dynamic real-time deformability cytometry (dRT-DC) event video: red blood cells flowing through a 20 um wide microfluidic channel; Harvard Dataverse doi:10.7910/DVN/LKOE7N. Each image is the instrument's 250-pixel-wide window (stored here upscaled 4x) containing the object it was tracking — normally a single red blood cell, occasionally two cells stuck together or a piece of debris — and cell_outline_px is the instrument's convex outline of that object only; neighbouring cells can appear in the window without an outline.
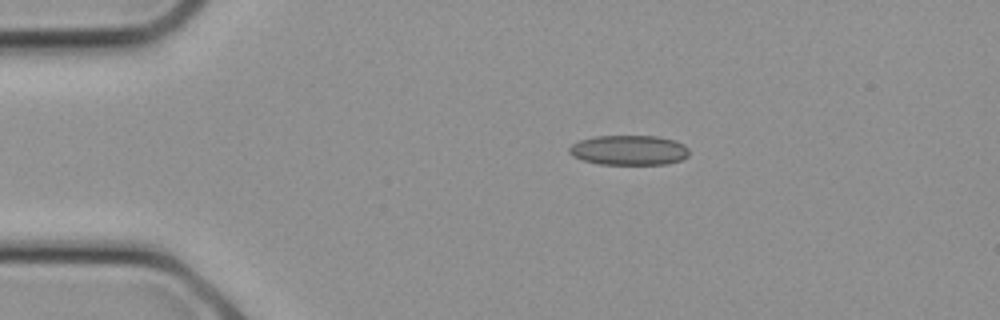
{"species": "common noctule bat (a hibernating species)", "species_latin": "Nyctalus noctula", "temperature_condition": "cold", "stored_images_in_passage": 11, "camera_frame_rate_fps": 3000, "um_per_image_px": 0.085, "animal": {"sex": "female", "body_mass_g": 21.9}, "frame": {"image": 1, "passage_image": 5, "time_ms": 1.333, "image_size_px": [1000, 320], "cell_outline_px": [[688, 156], [680, 160], [664, 164], [600, 164], [584, 160], [572, 156], [568, 152], [568, 148], [572, 144], [580, 140], [592, 136], [660, 136], [676, 140], [684, 144], [688, 148]], "centroid_in_image_um": [53.46, 12.75], "position_along_channel_um": 31.5, "area_um2": 20.98}}
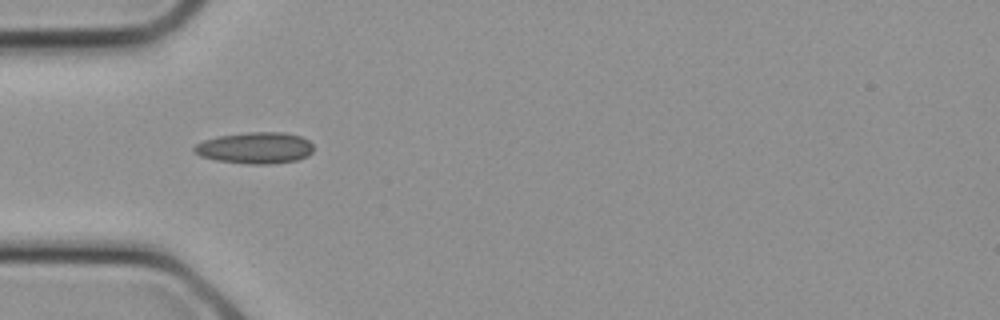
{"frame": {"image": 2, "passage_image": 8, "time_ms": 2.333, "image_size_px": [1000, 320], "cell_outline_px": [[312, 152], [308, 156], [296, 160], [268, 164], [248, 164], [216, 160], [200, 156], [192, 148], [196, 144], [204, 140], [216, 136], [248, 132], [284, 132], [300, 136], [308, 140], [312, 144]], "centroid_in_image_um": [21.68, 12.57], "position_along_channel_um": 63.3, "area_um2": 21.85}}
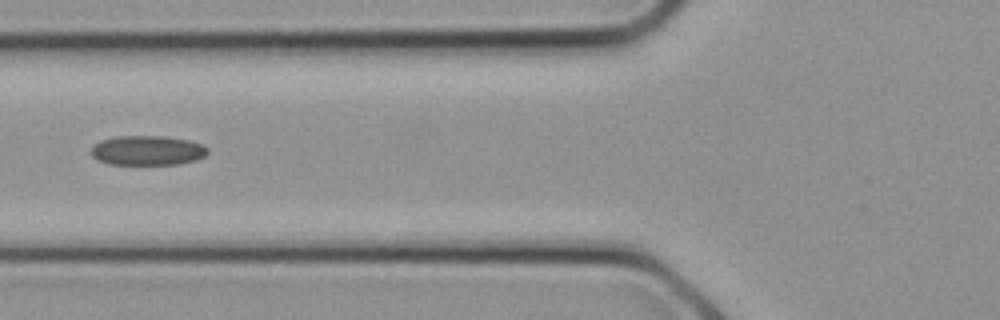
{"frame": {"image": 3, "passage_image": 10, "time_ms": 3.0, "image_size_px": [1000, 320], "cell_outline_px": [[208, 152], [204, 156], [196, 160], [180, 164], [108, 164], [96, 160], [92, 156], [92, 148], [100, 140], [116, 136], [164, 136], [188, 140], [200, 144], [208, 148]], "centroid_in_image_um": [12.52, 12.79], "position_along_channel_um": 113.3, "area_um2": 20.11}}